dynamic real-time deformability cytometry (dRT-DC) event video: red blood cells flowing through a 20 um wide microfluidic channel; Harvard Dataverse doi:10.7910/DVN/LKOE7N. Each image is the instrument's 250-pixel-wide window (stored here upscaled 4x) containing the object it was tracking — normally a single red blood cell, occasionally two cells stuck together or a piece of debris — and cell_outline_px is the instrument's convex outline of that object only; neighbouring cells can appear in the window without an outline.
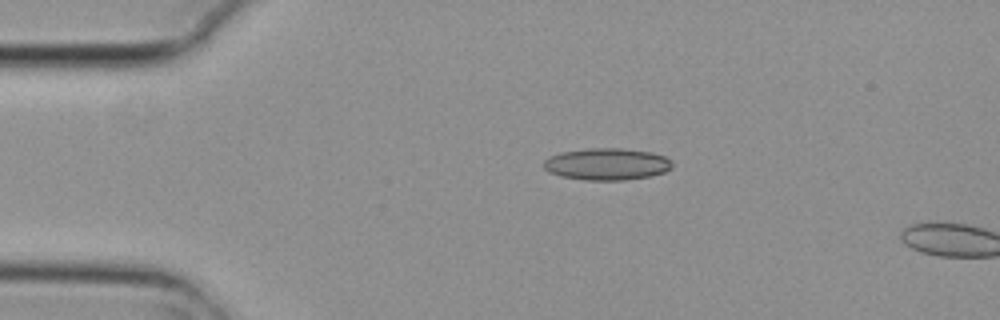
{"species": "common noctule bat (a hibernating species)", "species_latin": "Nyctalus noctula", "temperature_condition": "cold", "stored_images_in_passage": 2, "camera_frame_rate_fps": 3000, "um_per_image_px": 0.085, "animal": {"sex": "female", "body_mass_g": 29.2, "forearm_length_mm": 56.3}, "frame": {"image": 1, "passage_image": 1, "time_ms": 0.0, "image_size_px": [1000, 320], "cell_outline_px": [[672, 168], [664, 172], [652, 176], [624, 180], [584, 180], [560, 176], [548, 172], [544, 168], [544, 160], [560, 152], [592, 148], [620, 148], [652, 152], [664, 156], [672, 160]], "centroid_in_image_um": [51.6, 13.95], "position_along_channel_um": 33.4, "area_um2": 23.99}}